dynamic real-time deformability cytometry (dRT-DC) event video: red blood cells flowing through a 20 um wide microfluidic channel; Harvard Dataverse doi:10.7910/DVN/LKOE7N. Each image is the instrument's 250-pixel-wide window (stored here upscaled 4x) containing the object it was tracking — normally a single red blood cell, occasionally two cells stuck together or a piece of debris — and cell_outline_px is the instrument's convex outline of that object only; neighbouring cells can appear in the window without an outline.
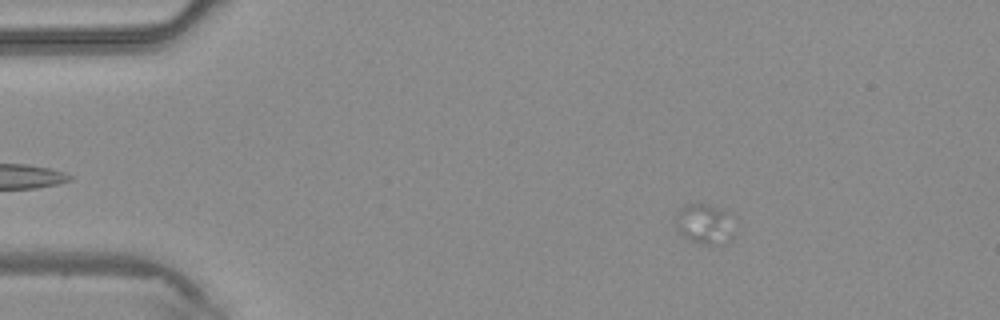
{"species": "common noctule bat (a hibernating species)", "species_latin": "Nyctalus noctula", "temperature_condition": "warm", "stored_images_in_passage": 9, "camera_frame_rate_fps": 3000, "um_per_image_px": 0.085, "animal": {"sex": "male", "body_mass_g": 20.4}, "frame": {"image": 1, "passage_image": 8, "time_ms": 2.333, "image_size_px": [1000, 320], "cell_outline_px": [[736, 236], [732, 240], [720, 244], [704, 244], [692, 240], [684, 236], [676, 228], [676, 220], [680, 208], [684, 204], [704, 204], [720, 208], [724, 212]], "centroid_in_image_um": [59.87, 19.06], "position_along_channel_um": 25.1, "area_um2": 13.29}}